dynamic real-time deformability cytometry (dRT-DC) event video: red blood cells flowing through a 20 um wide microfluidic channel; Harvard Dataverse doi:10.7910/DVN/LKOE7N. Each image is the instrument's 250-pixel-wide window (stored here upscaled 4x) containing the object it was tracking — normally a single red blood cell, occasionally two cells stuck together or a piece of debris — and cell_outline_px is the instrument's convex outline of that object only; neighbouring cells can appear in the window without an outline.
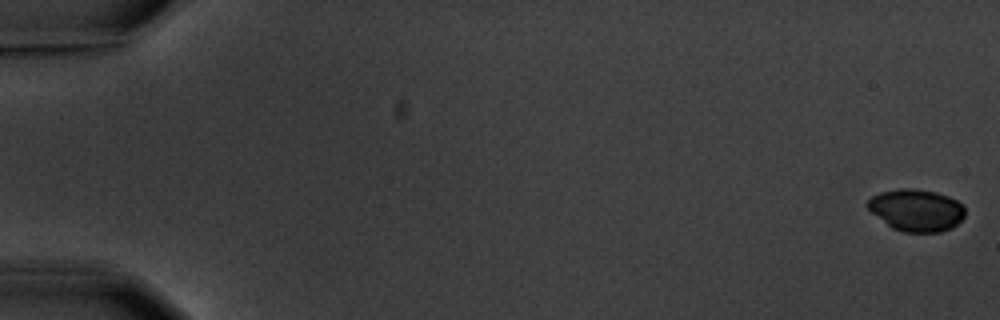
{"species": "common noctule bat (a hibernating species)", "species_latin": "Nyctalus noctula", "temperature_condition": "warm", "stored_images_in_passage": 8, "camera_frame_rate_fps": 3000, "um_per_image_px": 0.085, "animal": {"sex": "male", "body_mass_g": 20.1, "forearm_length_mm": 53.5}, "frame": {"image": 1, "passage_image": 1, "time_ms": 0.0, "image_size_px": [1000, 320], "cell_outline_px": [[964, 216], [952, 228], [940, 232], [904, 232], [892, 228], [872, 212], [864, 204], [872, 196], [880, 192], [896, 188], [912, 188], [936, 192], [948, 196], [964, 204]], "centroid_in_image_um": [77.88, 17.85], "position_along_channel_um": 7.1, "area_um2": 23.93}}
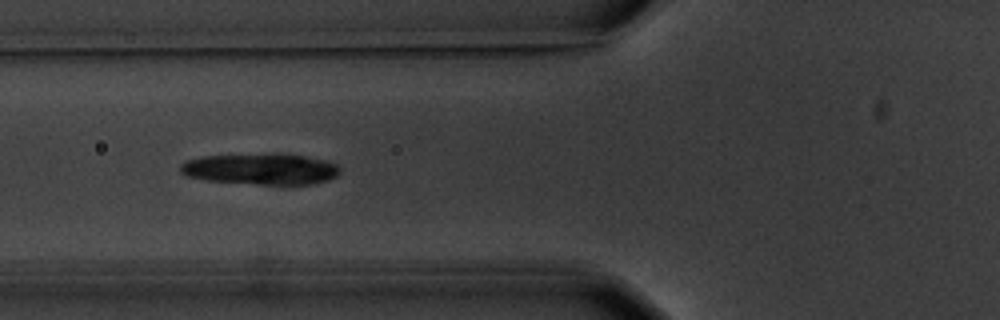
{"frame": {"image": 2, "passage_image": 7, "time_ms": 7.333, "image_size_px": [1000, 320], "cell_outline_px": [[340, 172], [336, 176], [328, 180], [312, 184], [256, 184], [208, 180], [188, 176], [180, 172], [180, 164], [188, 160], [200, 156], [276, 152], [304, 156], [328, 160], [336, 164], [340, 168]], "centroid_in_image_um": [22.19, 14.34], "position_along_channel_um": 103.6, "area_um2": 29.36}}